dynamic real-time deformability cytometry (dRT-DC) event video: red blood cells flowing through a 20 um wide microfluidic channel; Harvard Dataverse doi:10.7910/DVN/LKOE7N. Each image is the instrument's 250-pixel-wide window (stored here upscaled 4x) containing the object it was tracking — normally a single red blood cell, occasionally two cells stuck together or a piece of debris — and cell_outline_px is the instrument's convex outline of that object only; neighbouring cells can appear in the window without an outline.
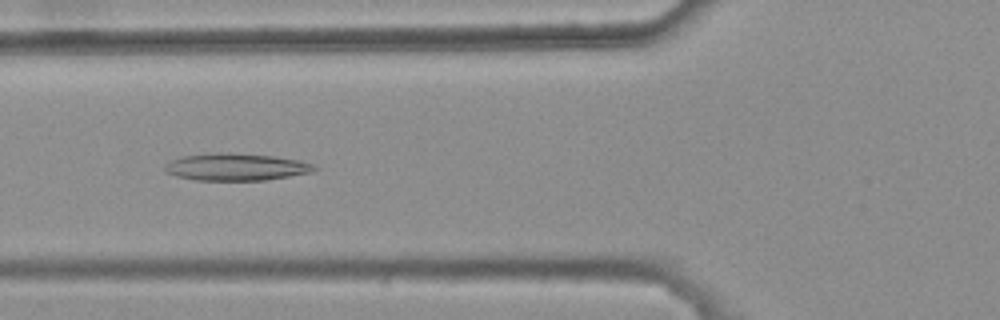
{"species": "common noctule bat (a hibernating species)", "species_latin": "Nyctalus noctula", "temperature_condition": "warm", "stored_images_in_passage": 6, "camera_frame_rate_fps": 3000, "um_per_image_px": 0.085, "animal": {"sex": "female", "body_mass_g": 25.1}, "frame": {"image": 1, "passage_image": 5, "time_ms": 1.333, "image_size_px": [1000, 320], "cell_outline_px": [[320, 168], [312, 172], [264, 180], [196, 180], [176, 176], [168, 172], [164, 168], [164, 164], [180, 156], [216, 152], [224, 152], [272, 156], [300, 160], [316, 164]], "centroid_in_image_um": [20.09, 14.18], "position_along_channel_um": 105.7, "area_um2": 23.76}}
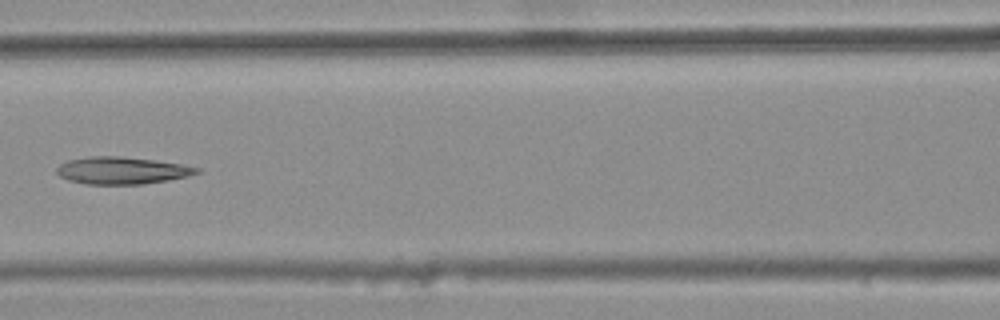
{"frame": {"image": 2, "passage_image": 6, "time_ms": 1.667, "image_size_px": [1000, 320], "cell_outline_px": [[200, 172], [188, 176], [168, 180], [140, 184], [84, 184], [68, 180], [60, 176], [56, 172], [56, 168], [60, 164], [68, 160], [92, 156], [120, 156], [152, 160], [180, 164], [200, 168]], "centroid_in_image_um": [10.33, 14.49], "position_along_channel_um": 156.3, "area_um2": 22.02}}